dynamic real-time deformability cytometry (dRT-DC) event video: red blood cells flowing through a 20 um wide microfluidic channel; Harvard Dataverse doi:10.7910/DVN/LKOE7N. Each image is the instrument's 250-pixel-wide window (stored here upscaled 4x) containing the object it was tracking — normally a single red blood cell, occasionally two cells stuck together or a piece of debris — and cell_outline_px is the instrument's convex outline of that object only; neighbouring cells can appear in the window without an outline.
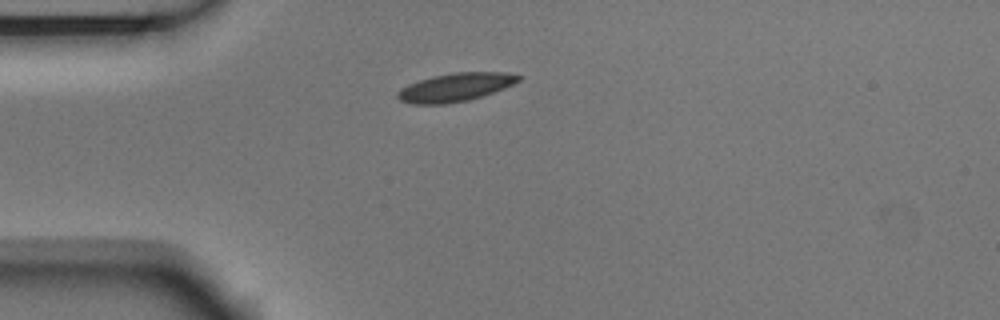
{"species": "Egyptian fruit bat (a non-hibernating species)", "species_latin": "Rousettus aegyptiacus", "temperature_condition": "room temperature", "stored_images_in_passage": 41, "camera_frame_rate_fps": 3000, "um_per_image_px": 0.085, "animal": {"sex": "male"}, "frame": {"image": 1, "passage_image": 1, "time_ms": 0.0, "image_size_px": [1000, 320], "cell_outline_px": [[520, 80], [504, 88], [468, 100], [444, 104], [412, 104], [400, 100], [396, 96], [396, 92], [400, 88], [408, 84], [432, 76], [452, 72], [504, 72], [520, 76]], "centroid_in_image_um": [38.65, 7.41], "position_along_channel_um": 46.4, "area_um2": 19.83}}
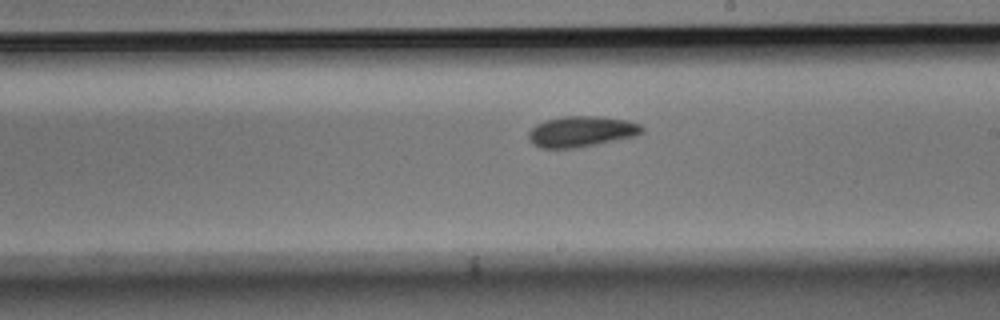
{"frame": {"image": 2, "passage_image": 18, "time_ms": 5.667, "image_size_px": [1000, 320], "cell_outline_px": [[644, 132], [636, 136], [596, 144], [572, 148], [540, 148], [532, 144], [528, 140], [528, 132], [536, 124], [544, 120], [560, 116], [596, 116], [628, 120], [640, 124], [644, 128]], "centroid_in_image_um": [49.4, 11.17], "position_along_channel_um": 239.6, "area_um2": 20.52}}
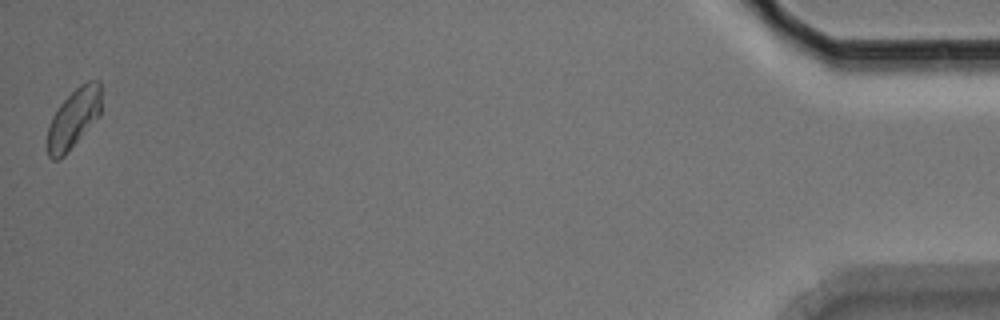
{"frame": {"image": 3, "passage_image": 41, "time_ms": 13.333, "image_size_px": [1000, 320], "cell_outline_px": [[100, 116], [68, 152], [64, 156], [56, 160], [52, 160], [48, 156], [48, 124], [52, 116], [60, 104], [80, 84], [88, 80], [100, 80]], "centroid_in_image_um": [6.26, 10.07], "position_along_channel_um": 428.9, "area_um2": 18.67}, "authors_computed_cell_mechanics": {"area_um2": 19.4208, "velocity_mm_per_s": 3.6924, "shape_relaxation_time_tau1_ms": 2.4057, "shape_relaxation_time_tau2_ms": 2.2468, "deformation_change_tau1": 0.0939, "deformation_change_tau2": 0.0604}}